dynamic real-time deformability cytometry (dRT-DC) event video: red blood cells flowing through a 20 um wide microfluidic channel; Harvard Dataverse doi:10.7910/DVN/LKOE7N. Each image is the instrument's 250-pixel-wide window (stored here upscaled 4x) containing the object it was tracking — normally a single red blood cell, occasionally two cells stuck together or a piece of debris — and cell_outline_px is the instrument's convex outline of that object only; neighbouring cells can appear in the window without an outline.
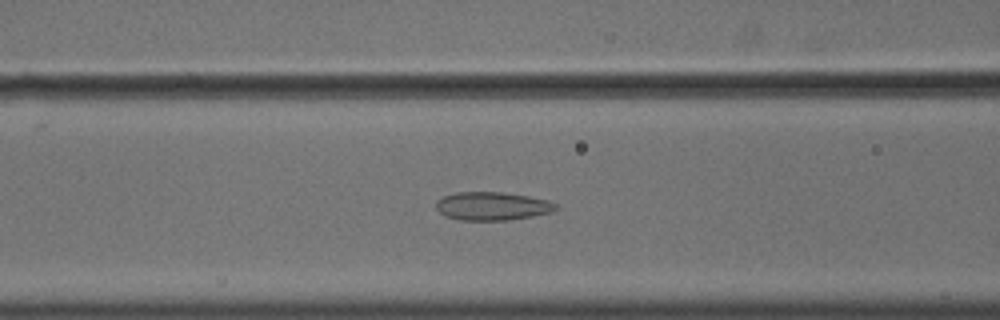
{"species": "common noctule bat (a hibernating species)", "species_latin": "Nyctalus noctula", "temperature_condition": "cold", "stored_images_in_passage": 56, "camera_frame_rate_fps": 3000, "um_per_image_px": 0.085, "animal": {"sex": "male", "body_mass_g": 18.8}, "frame": {"image": 1, "passage_image": 24, "time_ms": 7.667, "image_size_px": [1000, 320], "cell_outline_px": [[556, 208], [552, 212], [532, 216], [508, 220], [460, 220], [444, 216], [436, 208], [436, 200], [444, 196], [456, 192], [504, 192], [528, 196], [548, 200], [556, 204]], "centroid_in_image_um": [41.81, 17.51], "position_along_channel_um": 124.8, "area_um2": 19.77}}
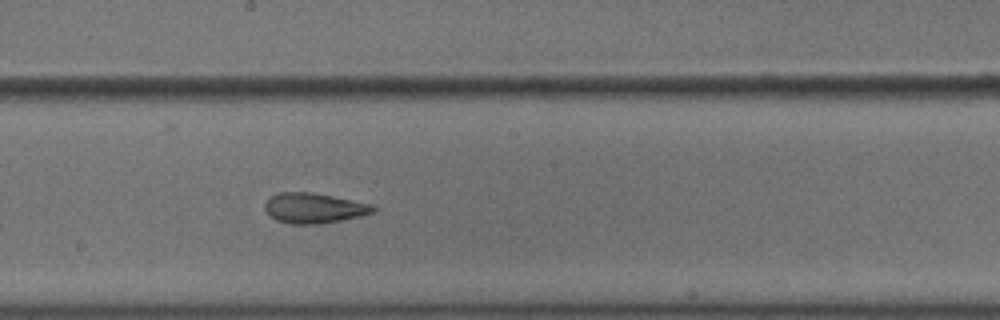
{"frame": {"image": 2, "passage_image": 32, "time_ms": 10.333, "image_size_px": [1000, 320], "cell_outline_px": [[376, 212], [360, 216], [340, 220], [316, 224], [288, 224], [276, 220], [264, 208], [264, 204], [268, 196], [280, 192], [312, 192], [372, 204], [376, 208]], "centroid_in_image_um": [26.66, 17.68], "position_along_channel_um": 221.5, "area_um2": 19.07}}
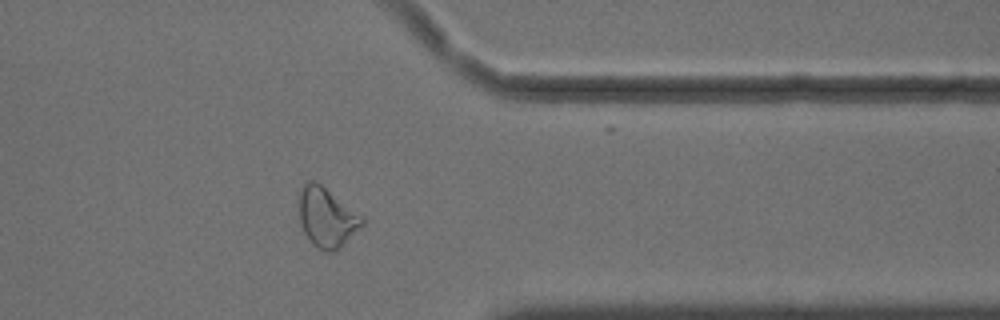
{"frame": {"image": 3, "passage_image": 46, "time_ms": 15.0, "image_size_px": [1000, 320], "cell_outline_px": [[364, 224], [336, 252], [328, 252], [312, 244], [304, 232], [300, 224], [300, 192], [304, 180], [316, 180], [364, 216]], "centroid_in_image_um": [27.79, 18.46], "position_along_channel_um": 383.6, "area_um2": 22.08}, "authors_computed_cell_mechanics": {"area_um2": 22.253, "velocity_mm_per_s": 3.6167, "shape_relaxation_time_tau1_ms": null, "shape_relaxation_time_tau2_ms": 1.642, "deformation_change_tau1": null, "deformation_change_tau2": 0.0653}}